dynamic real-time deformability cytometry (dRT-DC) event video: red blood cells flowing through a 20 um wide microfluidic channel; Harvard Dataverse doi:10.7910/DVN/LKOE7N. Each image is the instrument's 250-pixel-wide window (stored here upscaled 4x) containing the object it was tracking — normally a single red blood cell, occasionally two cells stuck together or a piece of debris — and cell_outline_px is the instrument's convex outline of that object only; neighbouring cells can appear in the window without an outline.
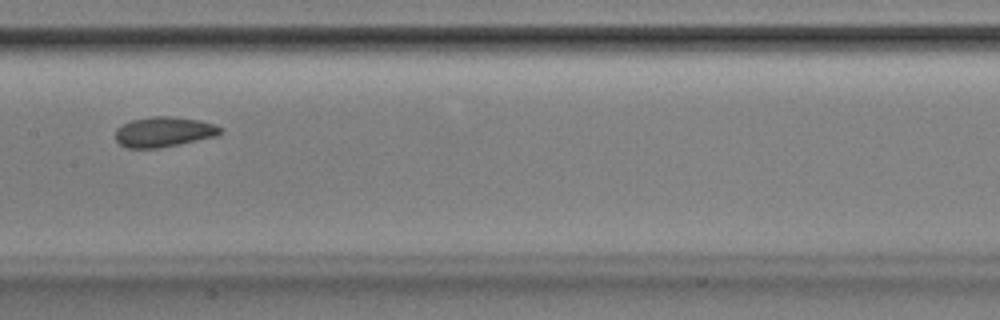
{"species": "Egyptian fruit bat (a non-hibernating species)", "species_latin": "Rousettus aegyptiacus", "temperature_condition": "room temperature", "stored_images_in_passage": 14, "camera_frame_rate_fps": 3000, "um_per_image_px": 0.085, "animal": {"sex": "male"}, "frame": {"image": 1, "passage_image": 14, "time_ms": 4.333, "image_size_px": [1000, 320], "cell_outline_px": [[224, 132], [216, 136], [180, 144], [160, 148], [124, 148], [116, 140], [116, 128], [132, 120], [152, 116], [172, 116], [200, 120], [216, 124], [224, 128]], "centroid_in_image_um": [13.97, 11.21], "position_along_channel_um": 193.4, "area_um2": 18.67}}